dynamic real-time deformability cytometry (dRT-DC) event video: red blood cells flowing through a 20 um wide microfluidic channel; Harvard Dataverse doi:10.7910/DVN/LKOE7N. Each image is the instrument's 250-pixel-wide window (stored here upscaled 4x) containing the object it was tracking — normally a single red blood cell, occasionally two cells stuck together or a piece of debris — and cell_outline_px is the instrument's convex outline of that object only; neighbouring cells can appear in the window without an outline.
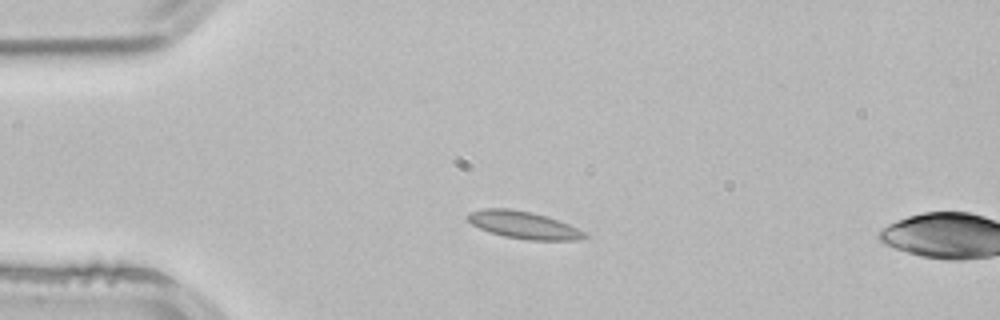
{"species": "common noctule bat (a hibernating species)", "species_latin": "Nyctalus noctula", "temperature_condition": "room temperature", "stored_images_in_passage": 2, "camera_frame_rate_fps": 3000, "um_per_image_px": 0.085, "animal": {"sex": "male", "body_mass_g": 21.5, "forearm_length_mm": 52.0}, "frame": {"image": 1, "passage_image": 1, "time_ms": 0.0, "image_size_px": [1000, 320], "cell_outline_px": [[588, 236], [576, 240], [528, 240], [504, 236], [488, 232], [472, 224], [464, 216], [468, 212], [484, 208], [508, 208], [532, 212], [548, 216], [568, 224], [584, 232]], "centroid_in_image_um": [44.45, 19.11], "position_along_channel_um": 40.6, "area_um2": 18.67}}